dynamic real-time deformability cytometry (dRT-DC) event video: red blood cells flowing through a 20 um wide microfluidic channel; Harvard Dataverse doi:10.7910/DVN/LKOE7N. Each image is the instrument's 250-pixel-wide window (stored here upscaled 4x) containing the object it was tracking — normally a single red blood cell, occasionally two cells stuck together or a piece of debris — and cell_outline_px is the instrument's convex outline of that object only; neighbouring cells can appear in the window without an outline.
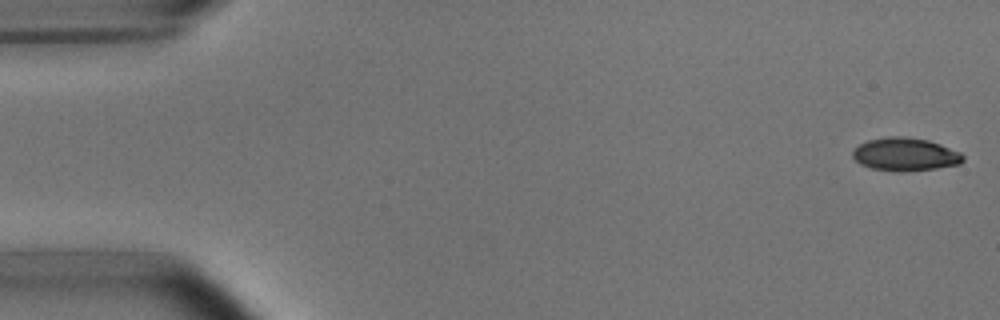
{"species": "common noctule bat (a hibernating species)", "species_latin": "Nyctalus noctula", "temperature_condition": "room temperature", "stored_images_in_passage": 4, "camera_frame_rate_fps": 3000, "um_per_image_px": 0.085, "animal": {"sex": "male", "body_mass_g": 15.6}, "frame": {"image": 1, "passage_image": 1, "time_ms": 0.0, "image_size_px": [1000, 320], "cell_outline_px": [[964, 160], [960, 164], [936, 168], [896, 172], [872, 168], [860, 164], [852, 156], [852, 152], [860, 144], [868, 140], [888, 136], [900, 136], [928, 140], [940, 144], [960, 152], [964, 156]], "centroid_in_image_um": [76.94, 13.12], "position_along_channel_um": 8.1, "area_um2": 21.15}}
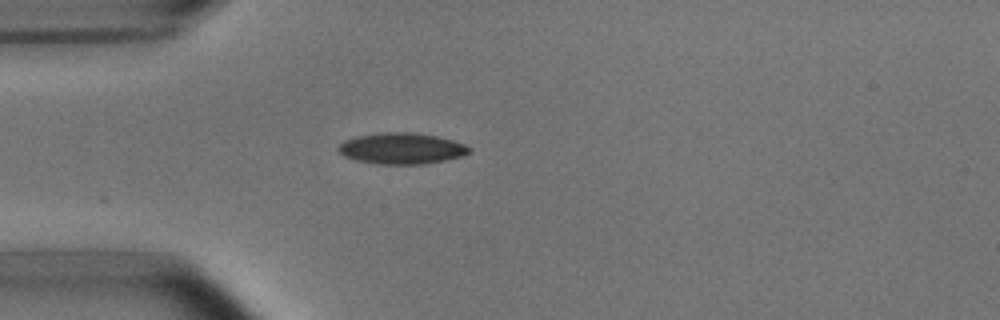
{"frame": {"image": 2, "passage_image": 4, "time_ms": 1.0, "image_size_px": [1000, 320], "cell_outline_px": [[472, 152], [460, 156], [444, 160], [424, 164], [376, 164], [356, 160], [344, 156], [336, 148], [344, 140], [356, 136], [380, 132], [412, 132], [436, 136], [452, 140], [464, 144], [472, 148]], "centroid_in_image_um": [34.12, 12.61], "position_along_channel_um": 50.9, "area_um2": 23.81}}